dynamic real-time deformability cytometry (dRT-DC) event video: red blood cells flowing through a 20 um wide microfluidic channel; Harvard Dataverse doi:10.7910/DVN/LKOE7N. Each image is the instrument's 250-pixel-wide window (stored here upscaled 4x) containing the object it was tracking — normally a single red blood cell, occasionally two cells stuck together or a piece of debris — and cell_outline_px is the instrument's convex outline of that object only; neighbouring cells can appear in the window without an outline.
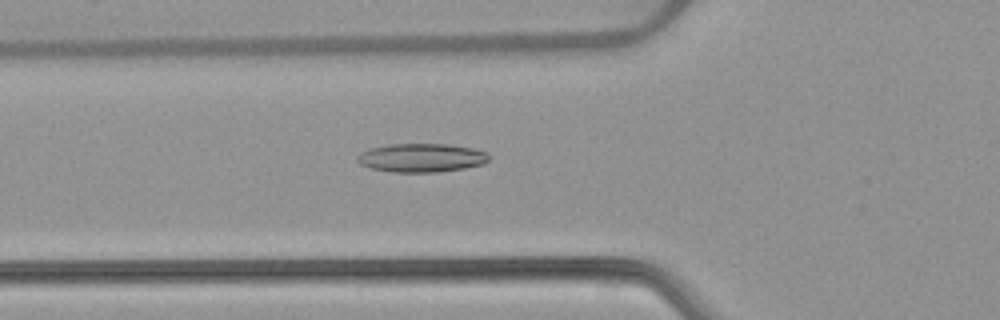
{"species": "common noctule bat (a hibernating species)", "species_latin": "Nyctalus noctula", "temperature_condition": "warm", "stored_images_in_passage": 53, "camera_frame_rate_fps": 3000, "um_per_image_px": 0.085, "animal": {"sex": "female", "body_mass_g": 22.7, "forearm_length_mm": 54.2}, "frame": {"image": 1, "passage_image": 19, "time_ms": 6.0, "image_size_px": [1000, 320], "cell_outline_px": [[488, 160], [480, 164], [464, 168], [436, 172], [392, 172], [372, 168], [360, 164], [356, 160], [356, 156], [360, 152], [368, 148], [388, 144], [448, 144], [472, 148], [488, 152]], "centroid_in_image_um": [35.77, 13.4], "position_along_channel_um": 90.0, "area_um2": 21.96}}
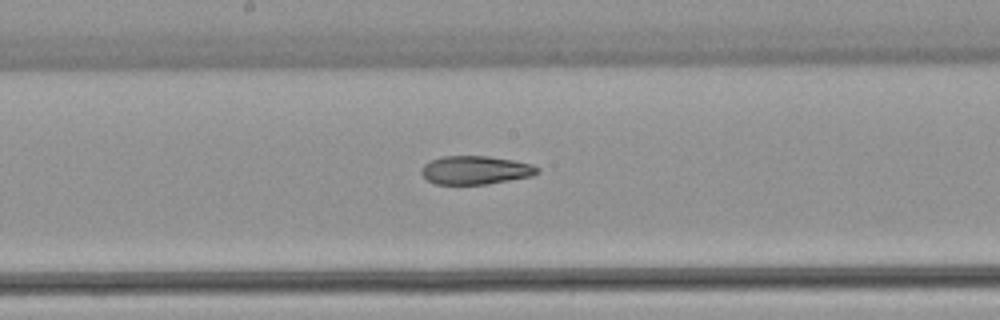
{"frame": {"image": 2, "passage_image": 28, "time_ms": 9.0, "image_size_px": [1000, 320], "cell_outline_px": [[540, 172], [532, 176], [488, 184], [436, 184], [428, 180], [420, 172], [420, 168], [428, 160], [440, 156], [488, 156], [512, 160], [532, 164], [540, 168]], "centroid_in_image_um": [40.4, 14.45], "position_along_channel_um": 207.8, "area_um2": 19.42}}
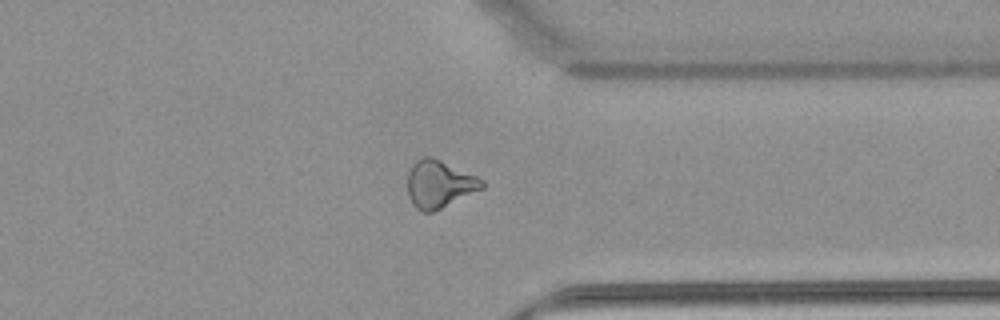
{"frame": {"image": 3, "passage_image": 41, "time_ms": 13.333, "image_size_px": [1000, 320], "cell_outline_px": [[484, 188], [432, 212], [424, 212], [416, 208], [412, 204], [408, 196], [408, 172], [412, 164], [416, 160], [424, 156], [432, 156], [476, 176], [484, 180]], "centroid_in_image_um": [37.32, 15.64], "position_along_channel_um": 374.1, "area_um2": 20.52}, "authors_computed_cell_mechanics": {"area_um2": 21.675, "velocity_mm_per_s": 3.9103, "shape_relaxation_time_tau1_ms": null, "shape_relaxation_time_tau2_ms": 4.4032, "deformation_change_tau1": null, "deformation_change_tau2": 0.133}}